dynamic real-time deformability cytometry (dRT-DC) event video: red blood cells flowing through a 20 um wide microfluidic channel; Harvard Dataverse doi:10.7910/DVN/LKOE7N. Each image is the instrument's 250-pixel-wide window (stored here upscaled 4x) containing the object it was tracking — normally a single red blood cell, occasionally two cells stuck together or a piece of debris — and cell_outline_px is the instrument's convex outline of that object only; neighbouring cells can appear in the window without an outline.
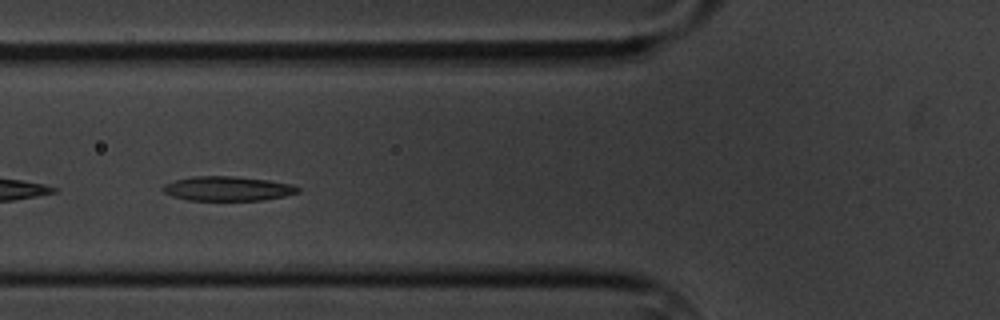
{"species": "common noctule bat (a hibernating species)", "species_latin": "Nyctalus noctula", "temperature_condition": "cold", "stored_images_in_passage": 7, "camera_frame_rate_fps": 3000, "um_per_image_px": 0.085, "animal": {"sex": "male", "body_mass_g": 20.1, "forearm_length_mm": 53.5}, "frame": {"image": 1, "passage_image": 4, "time_ms": 3.667, "image_size_px": [1000, 320], "cell_outline_px": [[300, 192], [284, 196], [264, 200], [188, 200], [172, 196], [164, 192], [160, 188], [164, 184], [176, 180], [192, 176], [236, 176], [268, 180], [292, 184], [300, 188]], "centroid_in_image_um": [19.35, 16.03], "position_along_channel_um": 106.5, "area_um2": 19.31}}
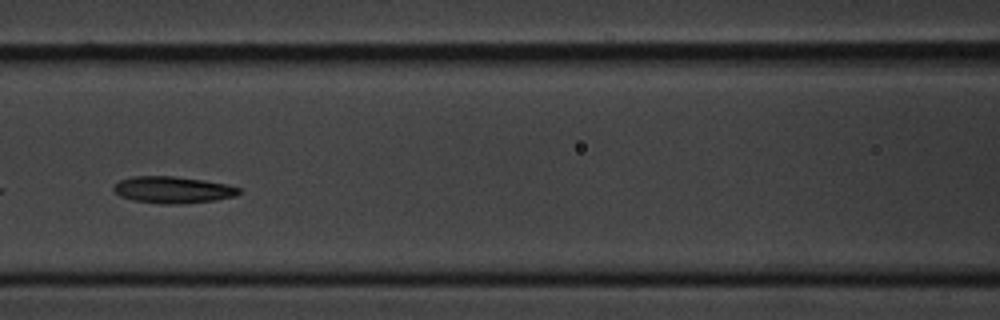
{"frame": {"image": 2, "passage_image": 5, "time_ms": 5.0, "image_size_px": [1000, 320], "cell_outline_px": [[240, 192], [236, 196], [216, 200], [180, 204], [164, 204], [132, 200], [120, 196], [112, 188], [120, 180], [132, 176], [172, 176], [204, 180], [228, 184], [240, 188]], "centroid_in_image_um": [14.71, 16.13], "position_along_channel_um": 151.9, "area_um2": 19.54}}
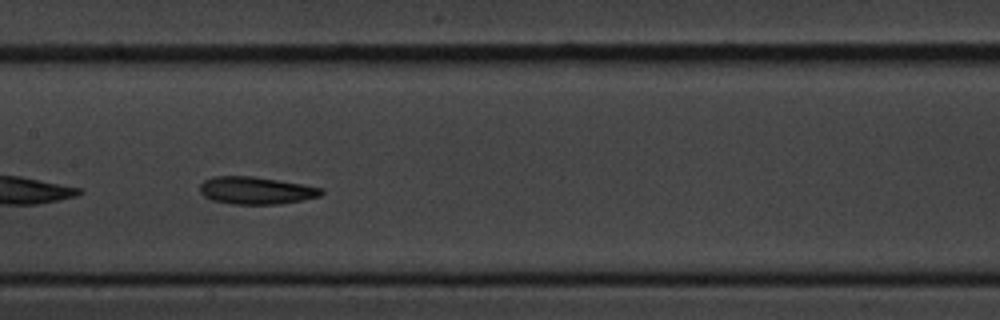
{"frame": {"image": 3, "passage_image": 6, "time_ms": 6.0, "image_size_px": [1000, 320], "cell_outline_px": [[324, 192], [320, 196], [304, 200], [280, 204], [232, 204], [212, 200], [204, 196], [200, 192], [200, 184], [204, 180], [212, 176], [252, 176], [324, 188]], "centroid_in_image_um": [21.76, 16.19], "position_along_channel_um": 185.6, "area_um2": 19.42}}